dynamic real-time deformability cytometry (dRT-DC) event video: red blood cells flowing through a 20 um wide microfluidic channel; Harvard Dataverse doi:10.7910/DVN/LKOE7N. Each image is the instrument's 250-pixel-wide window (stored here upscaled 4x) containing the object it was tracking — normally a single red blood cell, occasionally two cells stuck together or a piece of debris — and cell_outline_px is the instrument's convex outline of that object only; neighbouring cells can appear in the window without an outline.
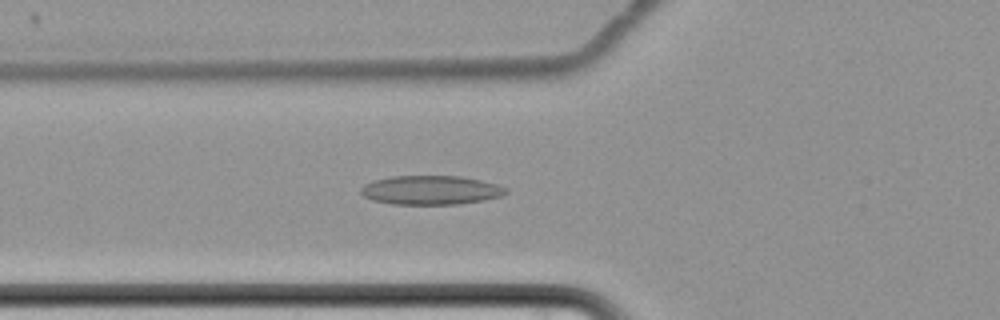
{"species": "common noctule bat (a hibernating species)", "species_latin": "Nyctalus noctula", "temperature_condition": "cold", "stored_images_in_passage": 66, "camera_frame_rate_fps": 3000, "um_per_image_px": 0.085, "animal": {"sex": "female", "body_mass_g": 22.7, "forearm_length_mm": 54.2}, "frame": {"image": 1, "passage_image": 28, "time_ms": 9.0, "image_size_px": [1000, 320], "cell_outline_px": [[508, 192], [500, 196], [484, 200], [456, 204], [392, 204], [372, 200], [364, 196], [360, 192], [360, 188], [364, 184], [372, 180], [392, 176], [460, 176], [480, 180], [496, 184], [508, 188]], "centroid_in_image_um": [36.59, 16.15], "position_along_channel_um": 89.2, "area_um2": 24.57}}
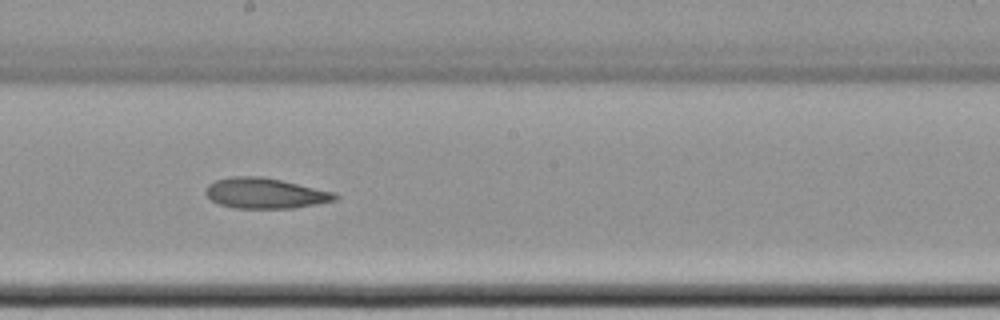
{"frame": {"image": 2, "passage_image": 40, "time_ms": 13.0, "image_size_px": [1000, 320], "cell_outline_px": [[340, 196], [336, 200], [316, 204], [292, 208], [236, 208], [220, 204], [212, 200], [204, 192], [208, 184], [216, 180], [232, 176], [260, 176], [280, 180], [336, 192]], "centroid_in_image_um": [22.56, 16.42], "position_along_channel_um": 225.6, "area_um2": 22.89}}
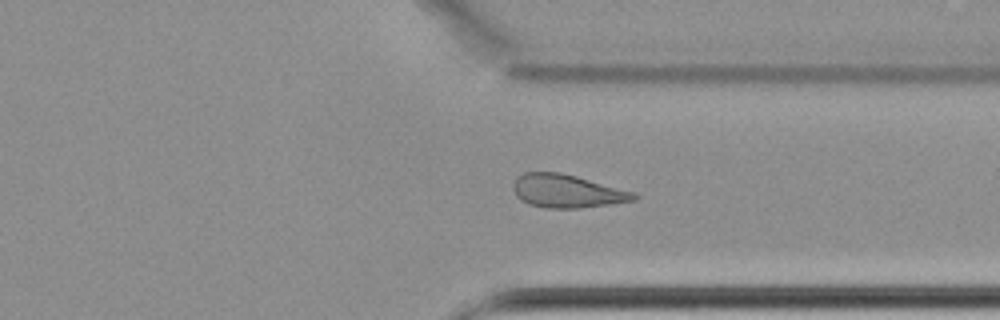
{"frame": {"image": 3, "passage_image": 52, "time_ms": 17.0, "image_size_px": [1000, 320], "cell_outline_px": [[640, 196], [636, 200], [580, 208], [544, 208], [528, 204], [520, 200], [516, 196], [512, 188], [512, 184], [516, 176], [524, 172], [560, 172], [576, 176], [636, 192]], "centroid_in_image_um": [48.17, 16.24], "position_along_channel_um": 363.2, "area_um2": 23.64}}